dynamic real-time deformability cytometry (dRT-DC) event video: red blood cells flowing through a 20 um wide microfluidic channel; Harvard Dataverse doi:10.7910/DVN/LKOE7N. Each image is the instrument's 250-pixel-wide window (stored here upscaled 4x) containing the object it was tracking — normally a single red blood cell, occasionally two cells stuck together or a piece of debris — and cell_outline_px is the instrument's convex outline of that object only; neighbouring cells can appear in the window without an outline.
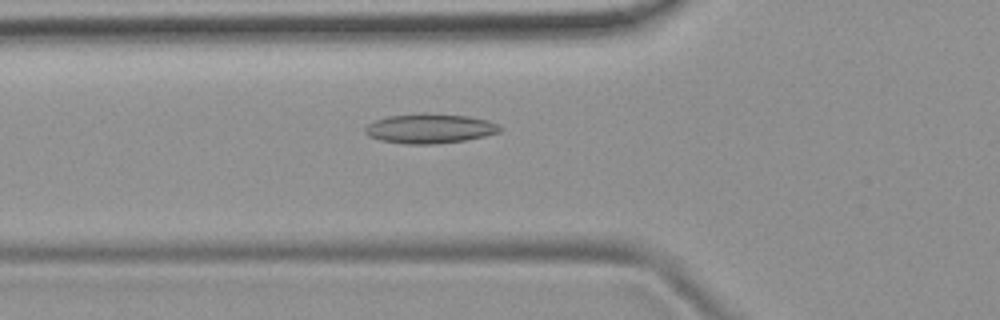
{"species": "common noctule bat (a hibernating species)", "species_latin": "Nyctalus noctula", "temperature_condition": "room temperature", "stored_images_in_passage": 42, "camera_frame_rate_fps": 3000, "um_per_image_px": 0.085, "animal": {"sex": "female", "body_mass_g": 19.9}, "frame": {"image": 1, "passage_image": 9, "time_ms": 2.667, "image_size_px": [1000, 320], "cell_outline_px": [[500, 132], [484, 136], [464, 140], [436, 144], [404, 144], [380, 140], [368, 136], [364, 132], [364, 128], [368, 124], [376, 120], [388, 116], [468, 116], [488, 120], [500, 124]], "centroid_in_image_um": [36.53, 10.98], "position_along_channel_um": 89.3, "area_um2": 22.31}}
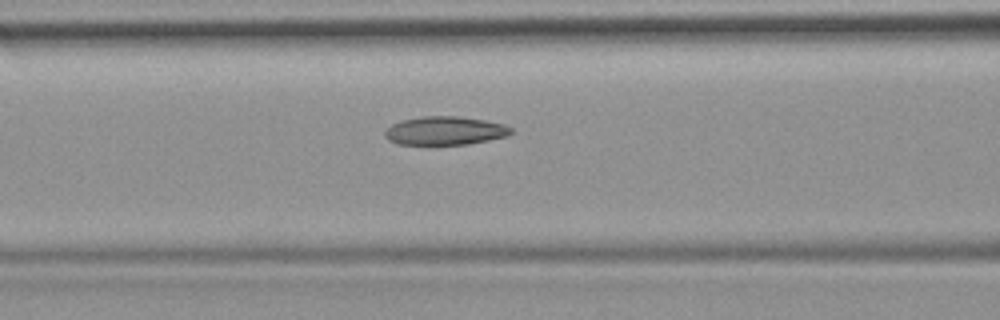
{"frame": {"image": 2, "passage_image": 12, "time_ms": 3.667, "image_size_px": [1000, 320], "cell_outline_px": [[512, 132], [508, 136], [468, 144], [400, 144], [388, 140], [384, 136], [384, 132], [392, 124], [404, 120], [420, 116], [456, 116], [484, 120], [504, 124], [512, 128]], "centroid_in_image_um": [37.83, 11.11], "position_along_channel_um": 128.8, "area_um2": 20.81}}
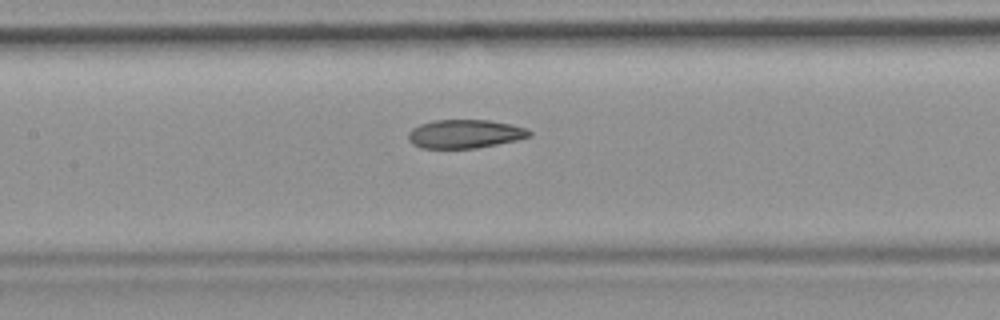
{"frame": {"image": 3, "passage_image": 15, "time_ms": 4.667, "image_size_px": [1000, 320], "cell_outline_px": [[532, 136], [516, 140], [476, 148], [420, 148], [412, 144], [408, 140], [408, 132], [412, 128], [420, 124], [432, 120], [488, 120], [512, 124], [528, 128], [532, 132]], "centroid_in_image_um": [39.51, 11.37], "position_along_channel_um": 167.9, "area_um2": 20.35}, "authors_computed_cell_mechanics": {"area_um2": 21.0681, "velocity_mm_per_s": 3.9193, "shape_relaxation_time_tau1_ms": null, "shape_relaxation_time_tau2_ms": 3.7221, "deformation_change_tau1": null, "deformation_change_tau2": 0.1115}}